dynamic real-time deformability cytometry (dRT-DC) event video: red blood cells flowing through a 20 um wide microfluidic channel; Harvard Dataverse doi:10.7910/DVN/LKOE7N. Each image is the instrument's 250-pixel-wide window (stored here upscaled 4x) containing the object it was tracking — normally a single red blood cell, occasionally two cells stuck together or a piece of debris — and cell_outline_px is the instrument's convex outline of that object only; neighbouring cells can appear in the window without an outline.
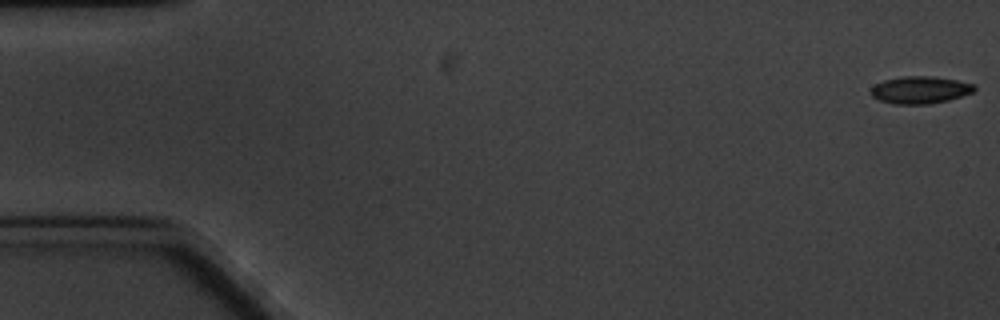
{"species": "common noctule bat (a hibernating species)", "species_latin": "Nyctalus noctula", "temperature_condition": "cold", "stored_images_in_passage": 5, "camera_frame_rate_fps": 3000, "um_per_image_px": 0.085, "animal": {"sex": "male", "body_mass_g": 20.1, "forearm_length_mm": 53.5}, "frame": {"image": 1, "passage_image": 1, "time_ms": 0.0, "image_size_px": [1000, 320], "cell_outline_px": [[976, 88], [972, 92], [948, 100], [928, 104], [892, 104], [880, 100], [872, 96], [872, 88], [876, 84], [884, 80], [904, 76], [932, 76], [956, 80], [972, 84]], "centroid_in_image_um": [78.19, 7.64], "position_along_channel_um": 6.8, "area_um2": 16.18}}
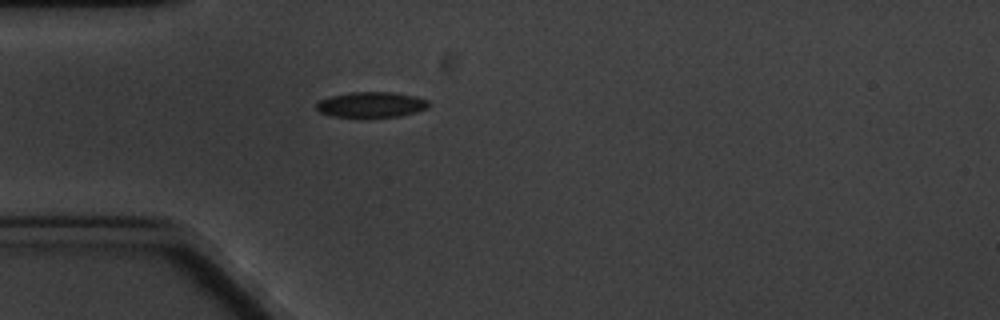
{"frame": {"image": 2, "passage_image": 5, "time_ms": 5.333, "image_size_px": [1000, 320], "cell_outline_px": [[428, 108], [416, 112], [400, 116], [332, 116], [320, 112], [316, 108], [316, 104], [320, 100], [332, 96], [352, 92], [392, 92], [416, 96], [428, 100]], "centroid_in_image_um": [31.58, 8.88], "position_along_channel_um": 53.4, "area_um2": 16.36}}